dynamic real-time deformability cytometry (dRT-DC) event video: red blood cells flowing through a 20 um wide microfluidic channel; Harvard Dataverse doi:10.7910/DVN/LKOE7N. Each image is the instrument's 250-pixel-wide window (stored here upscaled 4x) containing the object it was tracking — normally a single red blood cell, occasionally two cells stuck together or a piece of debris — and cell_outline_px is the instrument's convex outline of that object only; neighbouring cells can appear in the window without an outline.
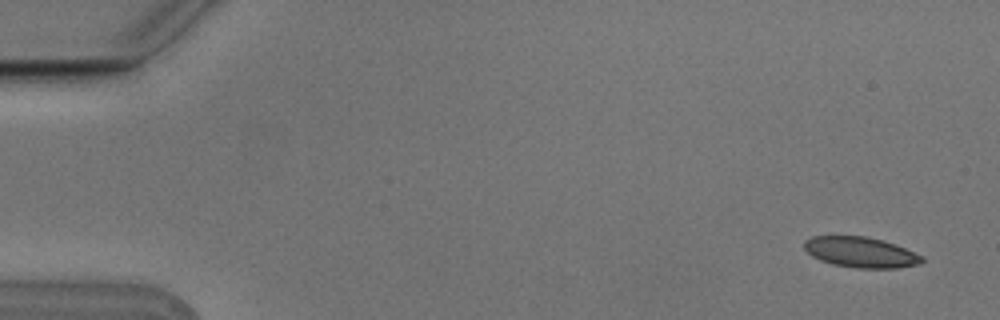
{"species": "Egyptian fruit bat (a non-hibernating species)", "species_latin": "Rousettus aegyptiacus", "temperature_condition": "cold", "stored_images_in_passage": 5, "camera_frame_rate_fps": 3000, "um_per_image_px": 0.085, "animal": {"sex": "male"}, "frame": {"image": 1, "passage_image": 1, "time_ms": 0.0, "image_size_px": [1000, 320], "cell_outline_px": [[924, 260], [920, 264], [896, 268], [856, 268], [832, 264], [820, 260], [812, 256], [804, 248], [804, 240], [812, 236], [864, 236], [896, 244], [924, 256]], "centroid_in_image_um": [73.17, 21.44], "position_along_channel_um": 11.8, "area_um2": 20.98}}
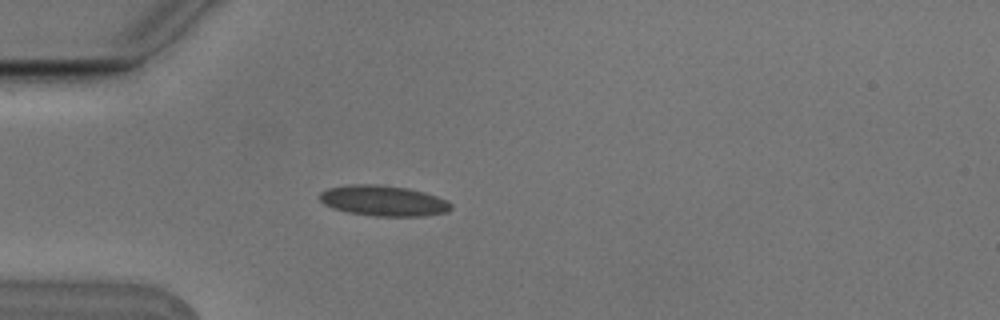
{"frame": {"image": 2, "passage_image": 4, "time_ms": 1.0, "image_size_px": [1000, 320], "cell_outline_px": [[452, 208], [448, 212], [424, 216], [376, 216], [348, 212], [332, 208], [324, 204], [320, 200], [320, 192], [328, 188], [352, 184], [376, 184], [408, 188], [424, 192], [448, 200], [452, 204]], "centroid_in_image_um": [32.61, 17.06], "position_along_channel_um": 52.4, "area_um2": 23.47}}